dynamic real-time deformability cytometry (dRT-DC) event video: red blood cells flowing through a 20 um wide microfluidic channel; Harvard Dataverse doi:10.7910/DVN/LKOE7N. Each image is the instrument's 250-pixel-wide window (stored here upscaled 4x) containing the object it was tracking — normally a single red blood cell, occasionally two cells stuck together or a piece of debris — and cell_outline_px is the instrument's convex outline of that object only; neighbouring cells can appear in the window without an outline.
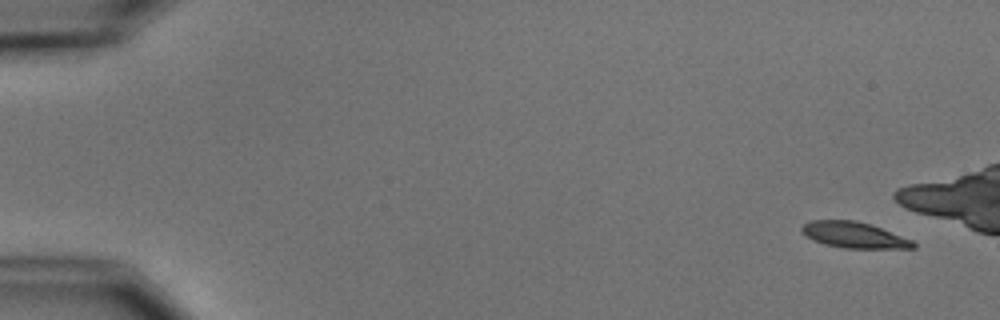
{"species": "common noctule bat (a hibernating species)", "species_latin": "Nyctalus noctula", "temperature_condition": "cold", "stored_images_in_passage": 6, "camera_frame_rate_fps": 3000, "um_per_image_px": 0.085, "animal": {"sex": "male", "body_mass_g": 15.6}, "frame": {"image": 1, "passage_image": 1, "time_ms": 0.0, "image_size_px": [1000, 320], "cell_outline_px": [[916, 248], [844, 248], [824, 244], [800, 232], [800, 228], [808, 220], [856, 220], [872, 224], [912, 240], [916, 244]], "centroid_in_image_um": [72.6, 19.96], "position_along_channel_um": 12.4, "area_um2": 16.88}}
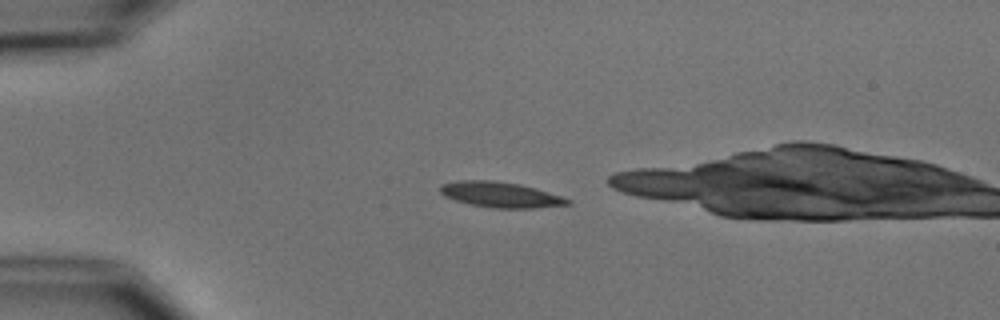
{"frame": {"image": 2, "passage_image": 4, "time_ms": 3.667, "image_size_px": [1000, 320], "cell_outline_px": [[572, 204], [532, 208], [492, 208], [468, 204], [444, 196], [440, 192], [440, 184], [456, 180], [492, 180], [520, 184], [560, 196], [572, 200]], "centroid_in_image_um": [42.5, 16.54], "position_along_channel_um": 42.5, "area_um2": 18.9}}